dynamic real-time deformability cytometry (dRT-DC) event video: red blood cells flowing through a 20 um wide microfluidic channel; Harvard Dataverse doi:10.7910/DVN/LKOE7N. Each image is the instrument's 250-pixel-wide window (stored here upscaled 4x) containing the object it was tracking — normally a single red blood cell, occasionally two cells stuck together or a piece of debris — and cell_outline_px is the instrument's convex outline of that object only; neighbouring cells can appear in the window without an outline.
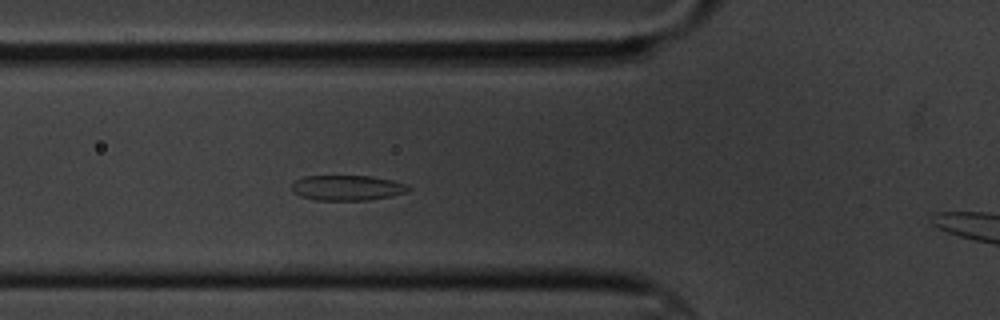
{"species": "common noctule bat (a hibernating species)", "species_latin": "Nyctalus noctula", "temperature_condition": "cold", "stored_images_in_passage": 5, "camera_frame_rate_fps": 3000, "um_per_image_px": 0.085, "animal": {"sex": "male", "body_mass_g": 20.1, "forearm_length_mm": 53.5}, "frame": {"image": 1, "passage_image": 4, "time_ms": 3.333, "image_size_px": [1000, 320], "cell_outline_px": [[412, 188], [408, 192], [392, 196], [368, 200], [316, 200], [300, 196], [292, 192], [292, 184], [296, 180], [304, 176], [372, 176], [392, 180], [408, 184]], "centroid_in_image_um": [29.55, 15.96], "position_along_channel_um": 96.3, "area_um2": 17.34}}